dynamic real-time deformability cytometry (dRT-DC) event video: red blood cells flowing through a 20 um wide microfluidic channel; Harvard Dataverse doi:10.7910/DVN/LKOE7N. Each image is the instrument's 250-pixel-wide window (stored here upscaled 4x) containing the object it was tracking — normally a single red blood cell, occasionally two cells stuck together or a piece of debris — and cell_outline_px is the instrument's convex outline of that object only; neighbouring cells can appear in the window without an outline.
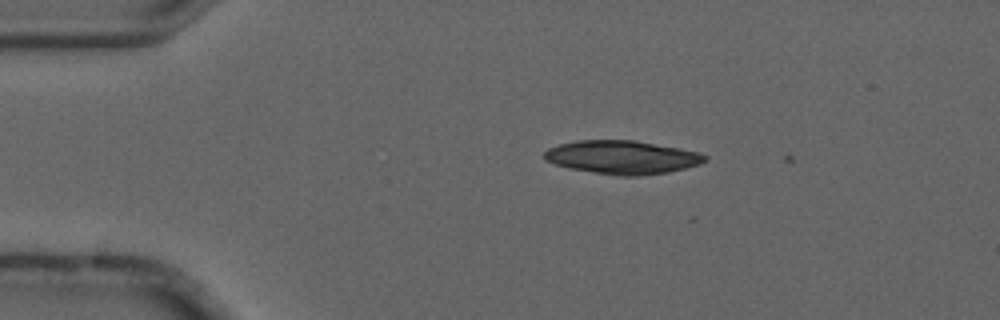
{"species": "common noctule bat (a hibernating species)", "species_latin": "Nyctalus noctula", "temperature_condition": "cold", "stored_images_in_passage": 4, "camera_frame_rate_fps": 3000, "um_per_image_px": 0.085, "animal": {"sex": "male", "forearm_length_mm": 52.5}, "frame": {"image": 1, "passage_image": 3, "time_ms": 0.667, "image_size_px": [1000, 320], "cell_outline_px": [[708, 160], [700, 164], [668, 172], [636, 176], [620, 176], [568, 168], [552, 164], [544, 160], [544, 152], [548, 148], [560, 144], [576, 140], [636, 140], [680, 148], [696, 152], [708, 156]], "centroid_in_image_um": [52.86, 13.36], "position_along_channel_um": 32.1, "area_um2": 31.39}}